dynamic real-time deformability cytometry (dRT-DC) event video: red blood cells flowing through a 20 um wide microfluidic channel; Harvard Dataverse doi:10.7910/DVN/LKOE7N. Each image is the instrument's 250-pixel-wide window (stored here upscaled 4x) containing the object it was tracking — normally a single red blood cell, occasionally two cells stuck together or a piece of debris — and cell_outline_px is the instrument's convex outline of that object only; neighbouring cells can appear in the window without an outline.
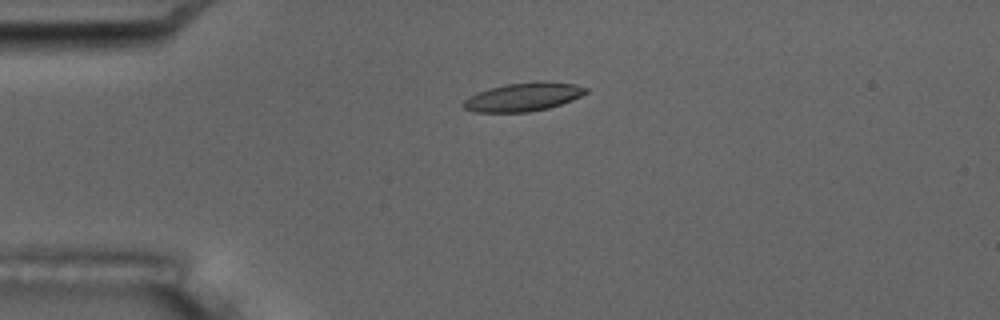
{"species": "common noctule bat (a hibernating species)", "species_latin": "Nyctalus noctula", "temperature_condition": "room temperature", "stored_images_in_passage": 4, "camera_frame_rate_fps": 3000, "um_per_image_px": 0.085, "animal": {"sex": "male", "body_mass_g": 17.5, "forearm_length_mm": 52.3}, "frame": {"image": 1, "passage_image": 2, "time_ms": 2.333, "image_size_px": [1000, 320], "cell_outline_px": [[588, 92], [572, 100], [548, 108], [528, 112], [472, 112], [464, 108], [460, 104], [468, 96], [504, 84], [536, 80], [576, 84], [588, 88]], "centroid_in_image_um": [44.47, 8.23], "position_along_channel_um": 40.5, "area_um2": 20.46}}